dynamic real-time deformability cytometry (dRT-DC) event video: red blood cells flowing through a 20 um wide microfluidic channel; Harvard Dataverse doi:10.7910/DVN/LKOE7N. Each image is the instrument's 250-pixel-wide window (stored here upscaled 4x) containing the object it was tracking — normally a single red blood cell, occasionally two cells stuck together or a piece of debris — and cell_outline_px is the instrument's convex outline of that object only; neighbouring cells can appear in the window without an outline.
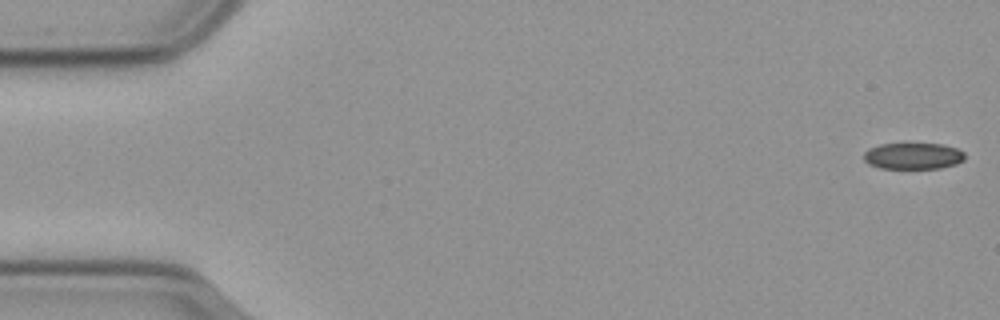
{"species": "common noctule bat (a hibernating species)", "species_latin": "Nyctalus noctula", "temperature_condition": "cold", "stored_images_in_passage": 57, "camera_frame_rate_fps": 3000, "um_per_image_px": 0.085, "animal": {"sex": "male", "body_mass_g": 23.1, "forearm_length_mm": 52.7}, "frame": {"image": 1, "passage_image": 1, "time_ms": 0.0, "image_size_px": [1000, 320], "cell_outline_px": [[964, 160], [956, 164], [940, 168], [880, 168], [868, 164], [864, 160], [864, 152], [868, 148], [880, 144], [940, 144], [956, 148], [964, 152]], "centroid_in_image_um": [77.59, 13.26], "position_along_channel_um": 7.4, "area_um2": 15.49}}
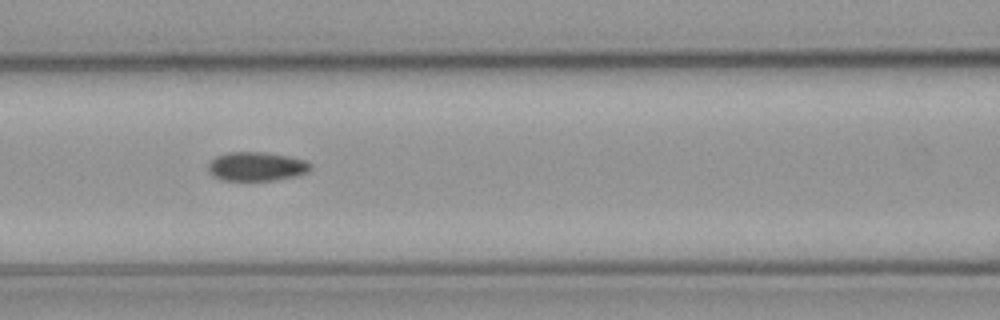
{"frame": {"image": 2, "passage_image": 24, "time_ms": 7.667, "image_size_px": [1000, 320], "cell_outline_px": [[312, 168], [308, 172], [296, 176], [272, 180], [224, 180], [212, 176], [208, 172], [208, 164], [216, 156], [228, 152], [264, 152], [288, 156], [304, 160], [312, 164]], "centroid_in_image_um": [21.8, 14.14], "position_along_channel_um": 144.8, "area_um2": 17.28}}
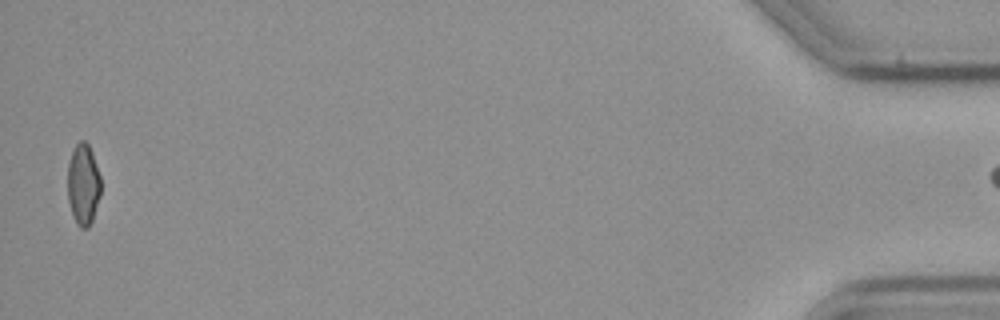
{"frame": {"image": 3, "passage_image": 56, "time_ms": 18.333, "image_size_px": [1000, 320], "cell_outline_px": [[100, 196], [92, 220], [88, 228], [80, 228], [76, 224], [68, 200], [68, 164], [72, 152], [76, 144], [80, 140], [84, 140], [88, 144], [92, 152], [100, 176]], "centroid_in_image_um": [7.07, 15.68], "position_along_channel_um": 428.1, "area_um2": 15.61}}